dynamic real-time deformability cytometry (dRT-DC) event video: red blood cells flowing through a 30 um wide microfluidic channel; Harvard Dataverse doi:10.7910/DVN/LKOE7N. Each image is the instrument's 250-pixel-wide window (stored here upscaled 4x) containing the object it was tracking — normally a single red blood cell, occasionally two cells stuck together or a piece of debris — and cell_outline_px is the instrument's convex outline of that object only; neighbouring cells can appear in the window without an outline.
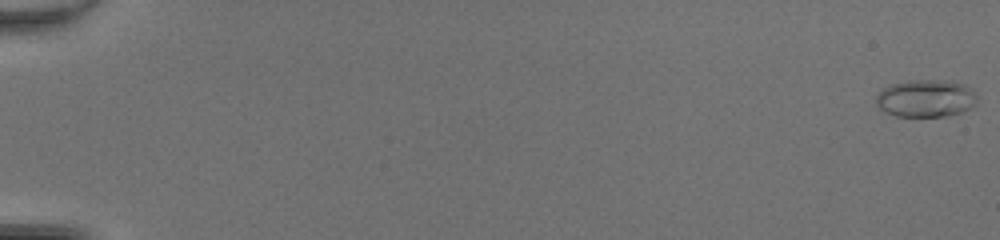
{"species": "common noctule bat (a hibernating species)", "species_latin": "Nyctalus noctula", "temperature_condition": "room temperature", "stored_images_in_passage": 10, "camera_frame_rate_fps": 3000, "um_per_image_px": 0.085, "animal": {"sex": "female", "body_mass_g": 20.0, "forearm_length_mm": 54.0}, "frame": {"image": 1, "passage_image": 1, "time_ms": 0.0, "image_size_px": [1000, 240], "cell_outline_px": [[976, 104], [960, 112], [948, 116], [896, 116], [884, 112], [876, 104], [876, 96], [884, 88], [892, 84], [916, 80], [936, 80], [964, 84], [976, 96]], "centroid_in_image_um": [78.66, 8.38], "position_along_channel_um": 6.3, "area_um2": 21.62}}